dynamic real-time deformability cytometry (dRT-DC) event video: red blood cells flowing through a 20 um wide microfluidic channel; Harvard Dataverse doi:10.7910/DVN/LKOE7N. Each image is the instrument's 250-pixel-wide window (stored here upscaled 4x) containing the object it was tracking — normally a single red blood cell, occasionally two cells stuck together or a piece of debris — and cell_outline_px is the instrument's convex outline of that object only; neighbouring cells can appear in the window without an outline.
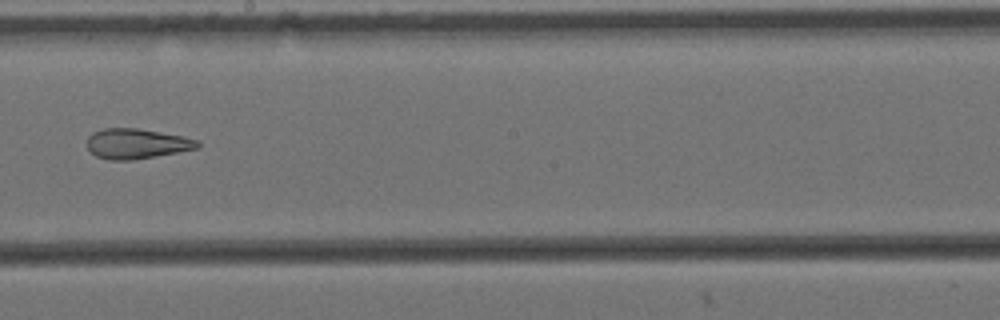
{"species": "Egyptian fruit bat (a non-hibernating species)", "species_latin": "Rousettus aegyptiacus", "temperature_condition": "cold", "stored_images_in_passage": 15, "camera_frame_rate_fps": 3000, "um_per_image_px": 0.085, "animal": {"sex": "female"}, "frame": {"image": 1, "passage_image": 9, "time_ms": 2.667, "image_size_px": [1000, 320], "cell_outline_px": [[200, 148], [132, 160], [108, 160], [96, 156], [88, 148], [88, 136], [92, 132], [104, 128], [136, 128], [184, 136], [200, 140]], "centroid_in_image_um": [11.64, 12.21], "position_along_channel_um": 236.6, "area_um2": 19.42}}
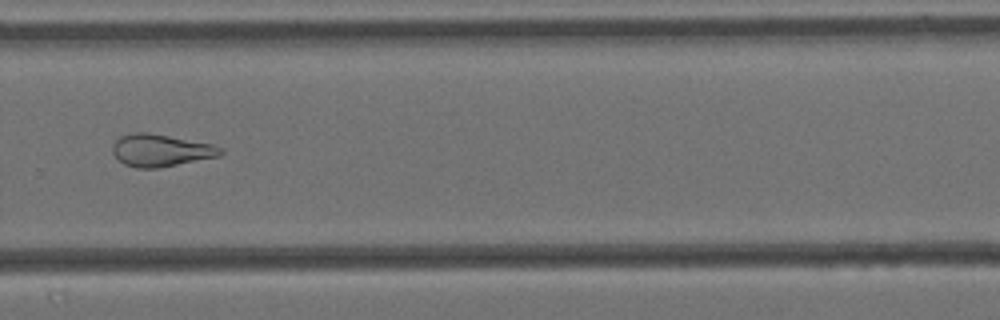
{"frame": {"image": 2, "passage_image": 11, "time_ms": 3.333, "image_size_px": [1000, 320], "cell_outline_px": [[224, 152], [220, 156], [156, 168], [136, 168], [124, 164], [112, 152], [112, 144], [120, 136], [132, 132], [148, 132], [212, 144], [224, 148]], "centroid_in_image_um": [13.66, 12.77], "position_along_channel_um": 316.1, "area_um2": 20.29}}
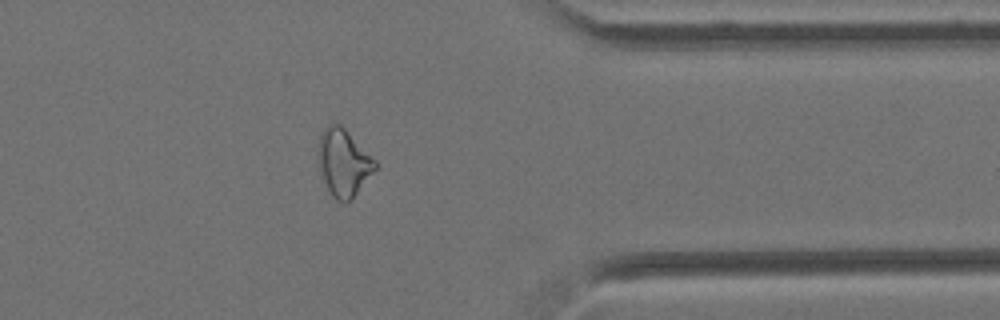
{"frame": {"image": 3, "passage_image": 13, "time_ms": 4.0, "image_size_px": [1000, 320], "cell_outline_px": [[376, 168], [348, 204], [344, 204], [336, 200], [332, 196], [320, 176], [316, 156], [316, 152], [320, 136], [324, 128], [332, 120], [340, 124], [376, 160]], "centroid_in_image_um": [29.14, 13.82], "position_along_channel_um": 382.3, "area_um2": 22.72}}